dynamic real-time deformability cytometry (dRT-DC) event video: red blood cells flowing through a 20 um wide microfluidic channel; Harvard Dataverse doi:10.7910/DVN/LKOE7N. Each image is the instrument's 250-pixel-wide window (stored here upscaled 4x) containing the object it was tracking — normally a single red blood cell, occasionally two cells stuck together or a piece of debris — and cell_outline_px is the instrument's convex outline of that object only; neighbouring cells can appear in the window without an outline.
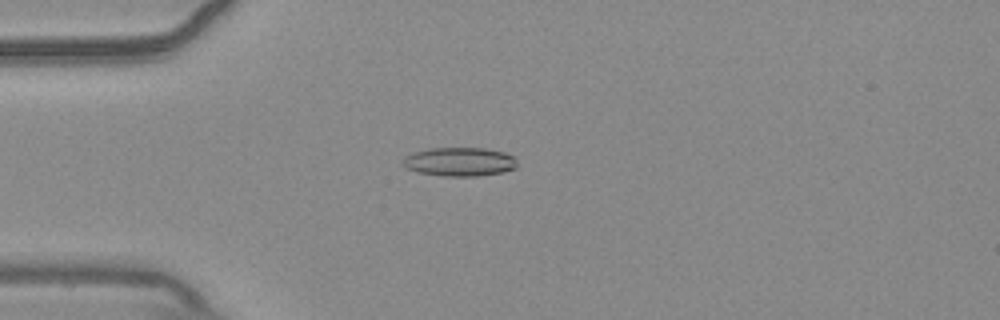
{"species": "common noctule bat (a hibernating species)", "species_latin": "Nyctalus noctula", "temperature_condition": "warm", "stored_images_in_passage": 53, "camera_frame_rate_fps": 3000, "um_per_image_px": 0.085, "animal": {"sex": "male", "body_mass_g": 20.4}, "frame": {"image": 1, "passage_image": 13, "time_ms": 4.0, "image_size_px": [1000, 320], "cell_outline_px": [[516, 168], [504, 172], [480, 176], [444, 176], [416, 172], [404, 168], [400, 164], [400, 160], [404, 156], [428, 148], [488, 148], [504, 152], [512, 156], [516, 160]], "centroid_in_image_um": [39.01, 13.75], "position_along_channel_um": 46.0, "area_um2": 19.54}}
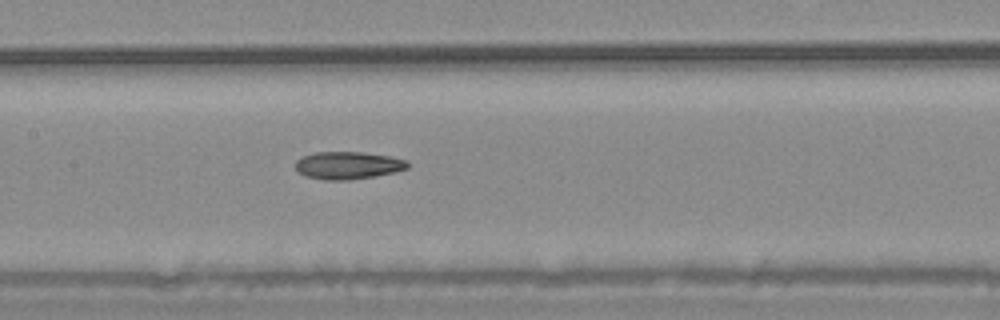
{"frame": {"image": 2, "passage_image": 25, "time_ms": 8.0, "image_size_px": [1000, 320], "cell_outline_px": [[408, 168], [396, 172], [348, 180], [324, 180], [304, 176], [296, 168], [296, 160], [304, 156], [316, 152], [364, 152], [392, 156], [408, 160]], "centroid_in_image_um": [29.61, 14.05], "position_along_channel_um": 177.8, "area_um2": 18.03}}
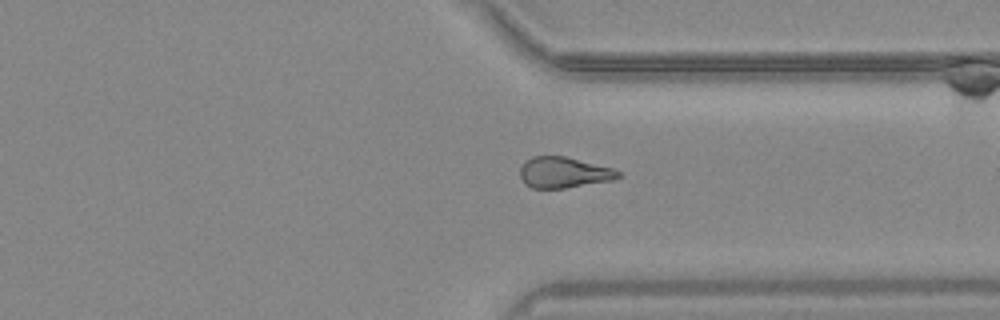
{"frame": {"image": 3, "passage_image": 40, "time_ms": 13.0, "image_size_px": [1000, 320], "cell_outline_px": [[620, 176], [612, 180], [564, 188], [532, 188], [524, 184], [520, 176], [520, 168], [524, 160], [532, 156], [564, 156], [612, 168], [620, 172]], "centroid_in_image_um": [47.86, 14.66], "position_along_channel_um": 363.5, "area_um2": 17.57}, "authors_computed_cell_mechanics": {"area_um2": 18.5538, "velocity_mm_per_s": 3.7118, "shape_relaxation_time_tau1_ms": null, "shape_relaxation_time_tau2_ms": 5.8263, "deformation_change_tau1": null, "deformation_change_tau2": 0.1612}}